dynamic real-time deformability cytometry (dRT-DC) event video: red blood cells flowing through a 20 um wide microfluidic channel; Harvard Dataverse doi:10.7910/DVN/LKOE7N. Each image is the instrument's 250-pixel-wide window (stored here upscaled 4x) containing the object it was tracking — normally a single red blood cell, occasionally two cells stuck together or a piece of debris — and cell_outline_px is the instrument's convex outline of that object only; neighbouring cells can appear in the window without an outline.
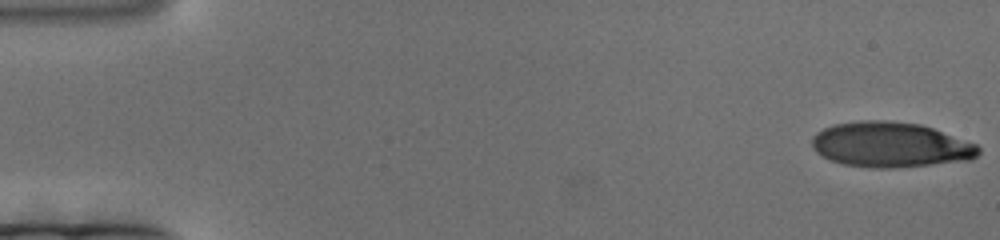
{"species": "human", "species_latin": "Homo sapiens", "temperature_condition": "cold", "stored_images_in_passage": 179, "camera_frame_rate_fps": 3000, "um_per_image_px": 0.085, "donor": {"sex": "female"}, "frame": {"image": 1, "passage_image": 1, "time_ms": 0.0, "image_size_px": [1000, 240], "cell_outline_px": [[980, 152], [972, 160], [892, 168], [872, 168], [844, 164], [832, 160], [816, 152], [812, 148], [812, 136], [816, 132], [832, 124], [860, 120], [884, 120], [920, 124], [932, 128], [976, 144], [980, 148]], "centroid_in_image_um": [75.67, 12.3], "position_along_channel_um": 9.3, "area_um2": 43.81}}
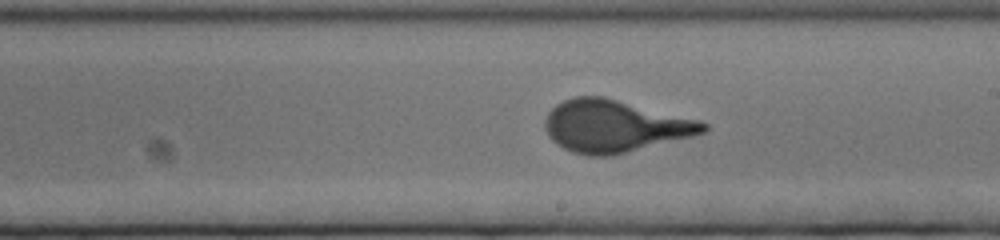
{"frame": {"image": 2, "passage_image": 102, "time_ms": 33.667, "image_size_px": [1000, 240], "cell_outline_px": [[708, 128], [704, 132], [692, 136], [612, 156], [588, 156], [572, 152], [556, 144], [548, 136], [544, 128], [544, 120], [548, 112], [556, 104], [564, 100], [576, 96], [604, 96], [700, 120], [708, 124]], "centroid_in_image_um": [52.21, 10.72], "position_along_channel_um": 236.8, "area_um2": 48.26}}
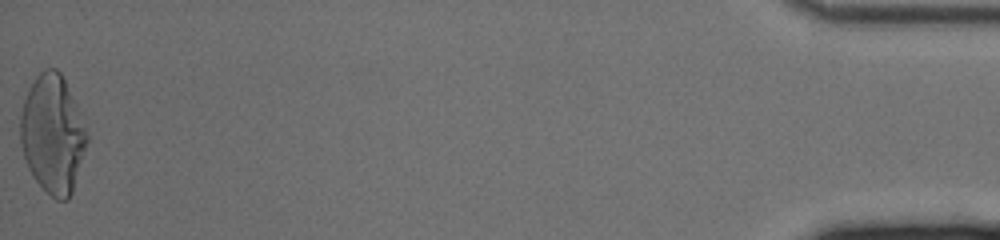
{"frame": {"image": 3, "passage_image": 179, "time_ms": 59.333, "image_size_px": [1000, 240], "cell_outline_px": [[88, 140], [72, 192], [68, 200], [56, 200], [32, 176], [28, 168], [20, 144], [20, 116], [24, 100], [36, 76], [44, 68], [56, 68], [60, 72], [80, 112], [88, 136]], "centroid_in_image_um": [4.47, 11.4], "position_along_channel_um": 430.7, "area_um2": 45.49}}